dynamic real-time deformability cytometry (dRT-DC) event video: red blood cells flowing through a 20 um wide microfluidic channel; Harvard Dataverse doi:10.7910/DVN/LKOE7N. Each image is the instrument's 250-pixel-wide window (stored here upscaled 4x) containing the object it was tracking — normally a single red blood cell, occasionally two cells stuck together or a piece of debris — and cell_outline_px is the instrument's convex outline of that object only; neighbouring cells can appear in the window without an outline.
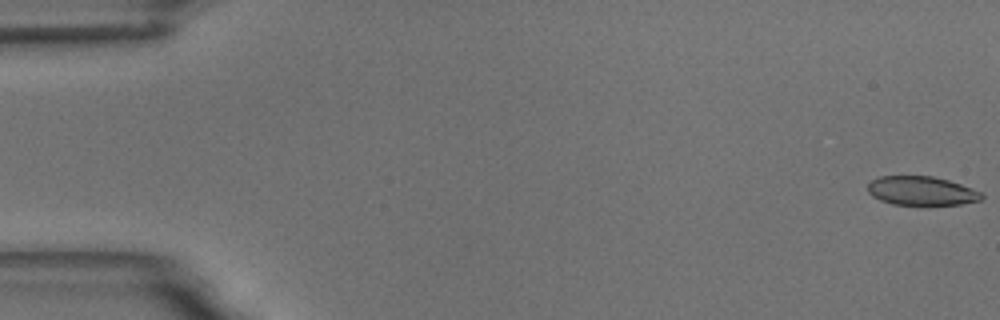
{"species": "common noctule bat (a hibernating species)", "species_latin": "Nyctalus noctula", "temperature_condition": "room temperature", "stored_images_in_passage": 40, "camera_frame_rate_fps": 3000, "um_per_image_px": 0.085, "animal": {"sex": "male", "body_mass_g": 18.8}, "frame": {"image": 1, "passage_image": 1, "time_ms": 0.0, "image_size_px": [1000, 320], "cell_outline_px": [[984, 196], [980, 200], [960, 204], [892, 204], [880, 200], [872, 196], [868, 192], [868, 184], [872, 180], [880, 176], [932, 176], [948, 180], [972, 188], [980, 192]], "centroid_in_image_um": [78.31, 16.21], "position_along_channel_um": 6.7, "area_um2": 18.96}}
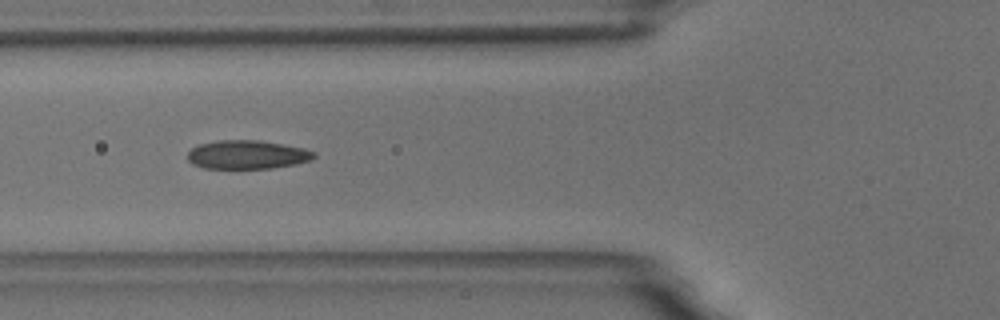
{"frame": {"image": 2, "passage_image": 22, "time_ms": 7.0, "image_size_px": [1000, 320], "cell_outline_px": [[316, 156], [308, 160], [292, 164], [272, 168], [204, 168], [192, 164], [188, 160], [188, 152], [192, 148], [200, 144], [216, 140], [260, 140], [304, 148], [316, 152]], "centroid_in_image_um": [20.98, 13.13], "position_along_channel_um": 104.8, "area_um2": 20.98}}
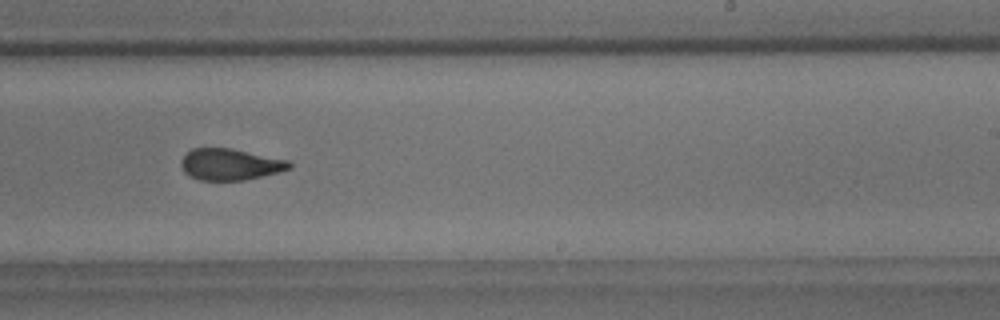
{"frame": {"image": 3, "passage_image": 36, "time_ms": 11.667, "image_size_px": [1000, 320], "cell_outline_px": [[292, 168], [280, 172], [244, 180], [200, 180], [188, 176], [184, 172], [180, 164], [180, 160], [192, 148], [232, 148], [288, 160], [292, 164]], "centroid_in_image_um": [19.56, 13.97], "position_along_channel_um": 269.4, "area_um2": 19.94}}